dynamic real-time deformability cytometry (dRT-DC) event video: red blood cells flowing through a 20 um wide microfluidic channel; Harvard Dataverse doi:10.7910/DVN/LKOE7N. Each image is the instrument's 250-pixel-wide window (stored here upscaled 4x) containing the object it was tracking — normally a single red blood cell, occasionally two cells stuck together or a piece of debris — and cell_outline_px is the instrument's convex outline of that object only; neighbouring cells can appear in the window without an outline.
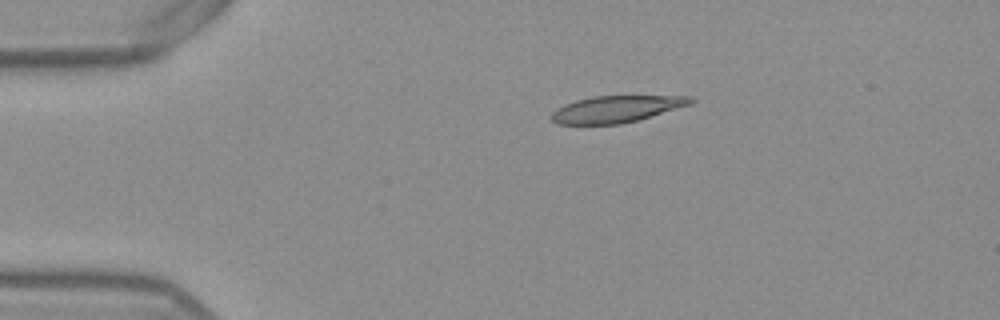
{"species": "Egyptian fruit bat (a non-hibernating species)", "species_latin": "Rousettus aegyptiacus", "temperature_condition": "warm", "stored_images_in_passage": 43, "camera_frame_rate_fps": 3000, "um_per_image_px": 0.085, "frame": {"image": 1, "passage_image": 1, "time_ms": 0.0, "image_size_px": [1000, 320], "cell_outline_px": [[696, 100], [692, 104], [636, 120], [620, 124], [556, 124], [548, 116], [556, 108], [564, 104], [576, 100], [592, 96], [692, 96]], "centroid_in_image_um": [52.35, 9.26], "position_along_channel_um": 32.6, "area_um2": 21.68}}
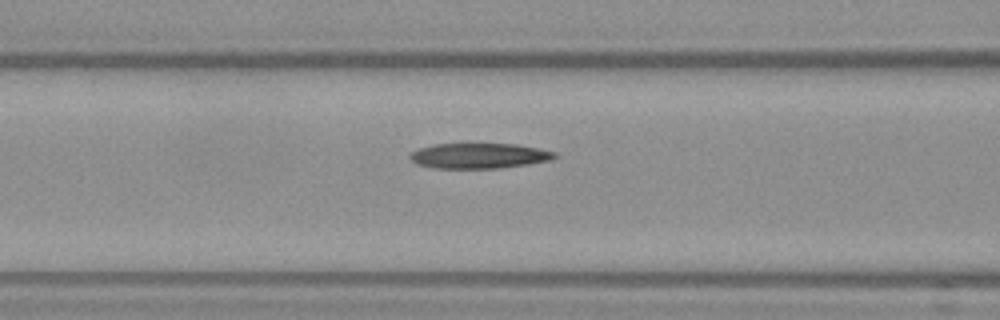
{"frame": {"image": 2, "passage_image": 12, "time_ms": 3.667, "image_size_px": [1000, 320], "cell_outline_px": [[556, 156], [548, 160], [528, 164], [500, 168], [432, 168], [416, 164], [408, 156], [412, 152], [420, 148], [432, 144], [516, 144], [540, 148], [556, 152]], "centroid_in_image_um": [40.7, 13.24], "position_along_channel_um": 125.9, "area_um2": 21.27}}
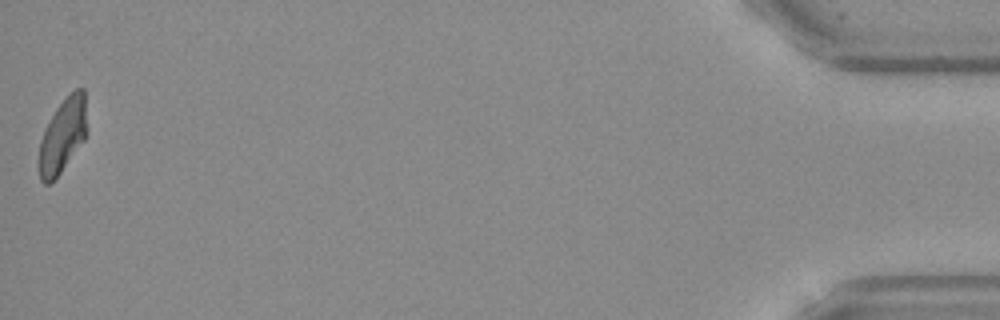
{"frame": {"image": 3, "passage_image": 43, "time_ms": 14.0, "image_size_px": [1000, 320], "cell_outline_px": [[84, 140], [60, 172], [48, 184], [44, 184], [40, 180], [36, 160], [40, 140], [44, 128], [56, 108], [76, 88], [84, 88]], "centroid_in_image_um": [5.23, 11.59], "position_along_channel_um": 430.0, "area_um2": 20.29}, "authors_computed_cell_mechanics": {"area_um2": 22.0796, "velocity_mm_per_s": 3.86, "shape_relaxation_time_tau1_ms": 10.0479, "shape_relaxation_time_tau2_ms": 4.4699, "deformation_change_tau1": 0.2677, "deformation_change_tau2": 0.1379}}